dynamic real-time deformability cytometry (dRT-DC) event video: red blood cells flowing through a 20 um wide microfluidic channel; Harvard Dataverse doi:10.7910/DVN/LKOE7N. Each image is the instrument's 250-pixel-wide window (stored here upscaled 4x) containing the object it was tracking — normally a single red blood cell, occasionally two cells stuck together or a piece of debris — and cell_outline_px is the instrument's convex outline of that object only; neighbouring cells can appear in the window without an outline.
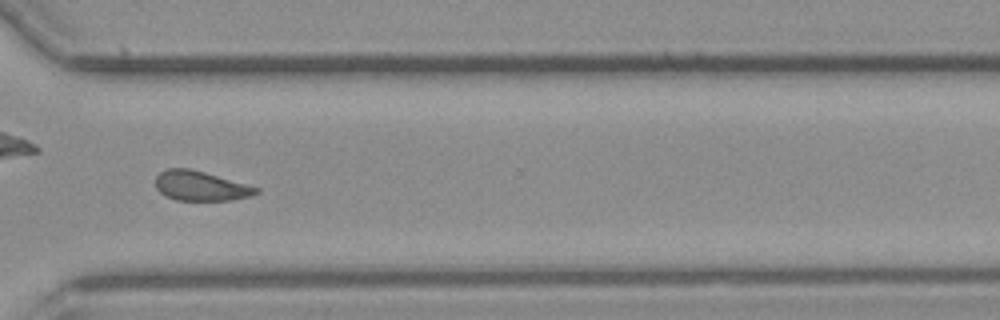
{"species": "common noctule bat (a hibernating species)", "species_latin": "Nyctalus noctula", "temperature_condition": "cold", "stored_images_in_passage": 53, "camera_frame_rate_fps": 3000, "um_per_image_px": 0.085, "animal": {"sex": "female", "body_mass_g": 21.9}, "frame": {"image": 1, "passage_image": 38, "time_ms": 12.333, "image_size_px": [1000, 320], "cell_outline_px": [[260, 192], [252, 196], [232, 200], [176, 200], [164, 196], [156, 188], [156, 176], [160, 172], [168, 168], [188, 168], [204, 172], [260, 188]], "centroid_in_image_um": [17.05, 15.81], "position_along_channel_um": 353.5, "area_um2": 17.4}, "authors_computed_cell_mechanics": {"area_um2": 18.1492, "velocity_mm_per_s": 3.9204, "shape_relaxation_time_tau1_ms": null, "shape_relaxation_time_tau2_ms": 5.0916, "deformation_change_tau1": null, "deformation_change_tau2": 0.1042}}